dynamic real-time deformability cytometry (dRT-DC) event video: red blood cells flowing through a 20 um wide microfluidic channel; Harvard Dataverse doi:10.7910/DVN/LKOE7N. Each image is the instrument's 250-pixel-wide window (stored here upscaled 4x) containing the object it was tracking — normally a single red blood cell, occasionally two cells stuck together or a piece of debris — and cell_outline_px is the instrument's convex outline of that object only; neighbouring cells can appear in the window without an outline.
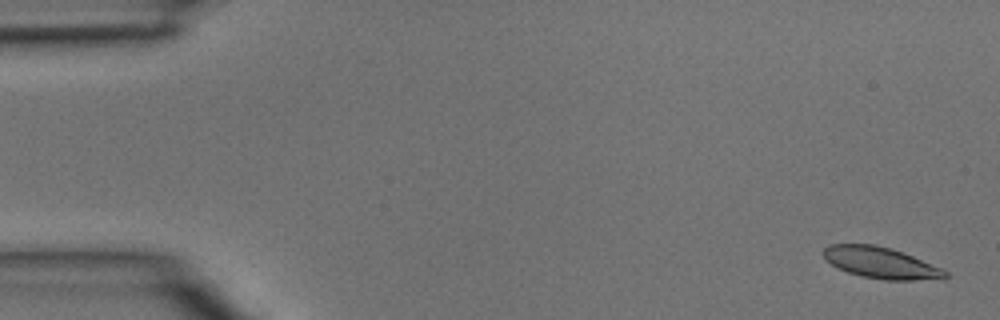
{"species": "common noctule bat (a hibernating species)", "species_latin": "Nyctalus noctula", "temperature_condition": "room temperature", "stored_images_in_passage": 5, "camera_frame_rate_fps": 3000, "um_per_image_px": 0.085, "animal": {"sex": "male", "body_mass_g": 15.6}, "frame": {"image": 1, "passage_image": 1, "time_ms": 0.0, "image_size_px": [1000, 320], "cell_outline_px": [[948, 276], [944, 280], [884, 280], [860, 276], [848, 272], [824, 260], [820, 252], [828, 244], [876, 244], [892, 248], [904, 252], [944, 268], [948, 272]], "centroid_in_image_um": [74.92, 22.34], "position_along_channel_um": 10.1, "area_um2": 22.89}}